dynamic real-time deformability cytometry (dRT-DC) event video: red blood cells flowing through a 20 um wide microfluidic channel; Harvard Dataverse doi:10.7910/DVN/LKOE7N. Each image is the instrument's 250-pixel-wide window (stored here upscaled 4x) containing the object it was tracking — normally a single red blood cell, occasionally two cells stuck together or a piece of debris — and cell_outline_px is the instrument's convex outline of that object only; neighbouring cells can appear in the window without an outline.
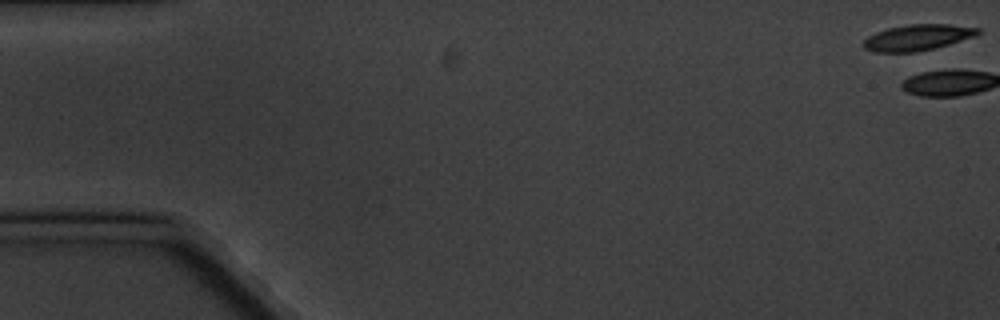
{"species": "common noctule bat (a hibernating species)", "species_latin": "Nyctalus noctula", "temperature_condition": "cold", "stored_images_in_passage": 5, "camera_frame_rate_fps": 3000, "um_per_image_px": 0.085, "animal": {"sex": "male", "body_mass_g": 20.1, "forearm_length_mm": 53.5}, "frame": {"image": 1, "passage_image": 1, "time_ms": 0.0, "image_size_px": [1000, 320], "cell_outline_px": [[980, 32], [976, 36], [948, 44], [916, 52], [872, 52], [864, 48], [860, 44], [868, 36], [876, 32], [888, 28], [908, 24], [948, 24], [980, 28]], "centroid_in_image_um": [77.95, 3.18], "position_along_channel_um": 7.1, "area_um2": 17.34}}